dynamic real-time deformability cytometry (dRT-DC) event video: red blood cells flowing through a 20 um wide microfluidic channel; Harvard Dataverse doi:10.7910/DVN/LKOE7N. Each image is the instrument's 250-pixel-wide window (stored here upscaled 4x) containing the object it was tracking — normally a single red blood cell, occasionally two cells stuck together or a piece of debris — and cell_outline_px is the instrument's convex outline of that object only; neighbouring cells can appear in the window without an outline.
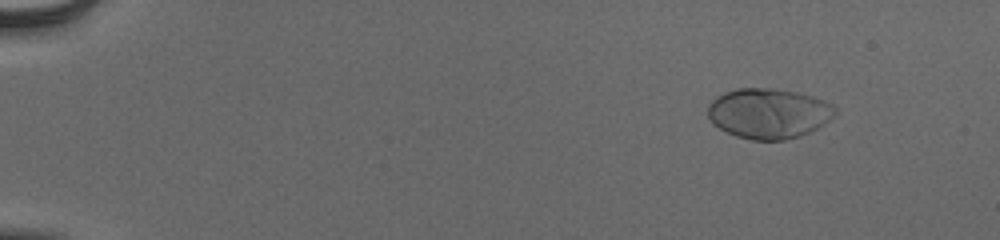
{"species": "human", "species_latin": "Homo sapiens", "temperature_condition": "cold", "stored_images_in_passage": 56, "camera_frame_rate_fps": 3000, "um_per_image_px": 0.085, "donor": {"sex": "male"}, "frame": {"image": 1, "passage_image": 7, "time_ms": 2.0, "image_size_px": [1000, 240], "cell_outline_px": [[836, 116], [824, 124], [800, 136], [784, 140], [752, 140], [736, 136], [712, 124], [708, 116], [708, 104], [716, 96], [724, 92], [736, 88], [772, 88], [796, 92], [812, 96], [824, 100], [832, 104], [836, 108]], "centroid_in_image_um": [65.33, 9.63], "position_along_channel_um": 19.7, "area_um2": 37.4}}
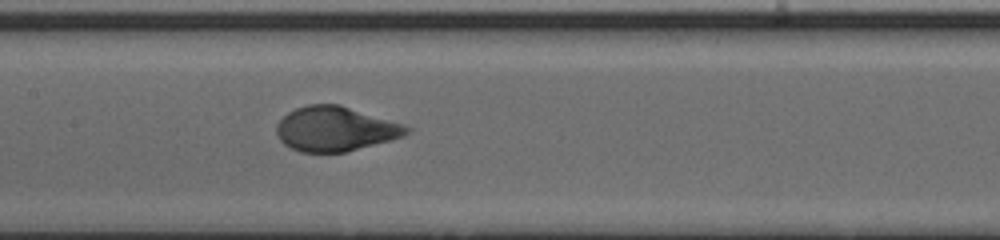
{"frame": {"image": 2, "passage_image": 30, "time_ms": 9.667, "image_size_px": [1000, 240], "cell_outline_px": [[412, 128], [408, 132], [400, 136], [388, 140], [344, 152], [300, 152], [284, 144], [280, 140], [276, 132], [276, 124], [288, 112], [296, 108], [308, 104], [340, 104], [404, 124]], "centroid_in_image_um": [28.46, 10.94], "position_along_channel_um": 178.9, "area_um2": 33.52}}
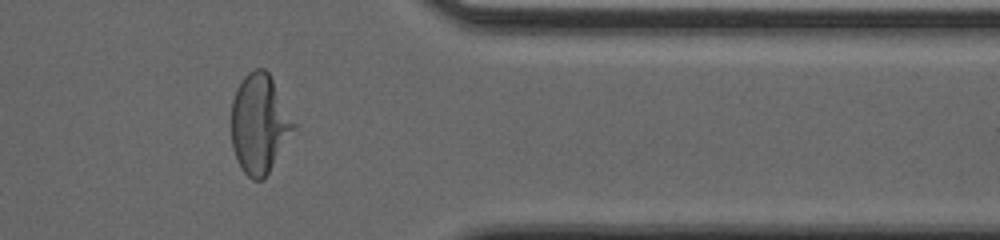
{"frame": {"image": 3, "passage_image": 47, "time_ms": 15.333, "image_size_px": [1000, 240], "cell_outline_px": [[296, 124], [264, 180], [252, 180], [244, 172], [232, 148], [232, 100], [236, 88], [244, 76], [248, 72], [256, 68], [264, 68], [268, 72]], "centroid_in_image_um": [22.02, 10.5], "position_along_channel_um": 389.4, "area_um2": 35.37}, "authors_computed_cell_mechanics": {"area_um2": 35.4025, "velocity_mm_per_s": 3.8744, "shape_relaxation_time_tau1_ms": 3.1396, "shape_relaxation_time_tau2_ms": null, "deformation_change_tau1": 0.2019, "deformation_change_tau2": null}}